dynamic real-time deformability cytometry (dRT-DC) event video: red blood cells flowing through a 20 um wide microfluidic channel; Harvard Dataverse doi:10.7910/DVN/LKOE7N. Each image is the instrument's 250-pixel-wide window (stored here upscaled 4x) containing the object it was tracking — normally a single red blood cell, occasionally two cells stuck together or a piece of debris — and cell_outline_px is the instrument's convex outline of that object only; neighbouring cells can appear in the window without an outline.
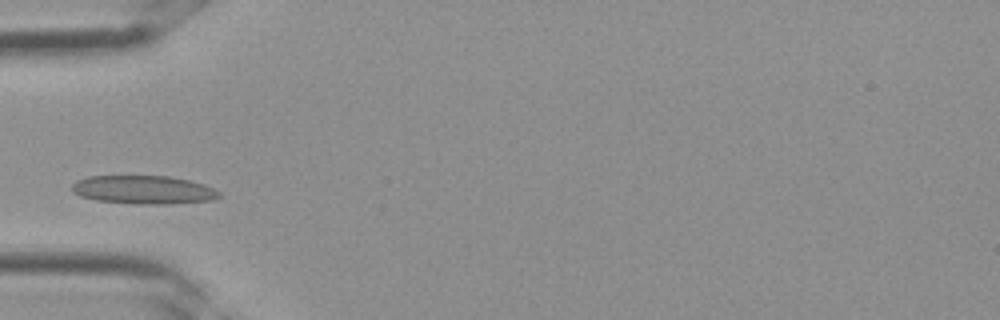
{"species": "Egyptian fruit bat (a non-hibernating species)", "species_latin": "Rousettus aegyptiacus", "temperature_condition": "room temperature", "stored_images_in_passage": 1, "camera_frame_rate_fps": 3000, "um_per_image_px": 0.085, "frame": {"image": 1, "passage_image": 1, "time_ms": 0.0, "image_size_px": [1000, 320], "cell_outline_px": [[220, 196], [212, 200], [168, 204], [136, 204], [96, 200], [80, 196], [72, 192], [72, 184], [76, 180], [88, 176], [168, 176], [188, 180], [204, 184], [220, 192]], "centroid_in_image_um": [12.17, 16.13], "position_along_channel_um": 72.8, "area_um2": 24.39}}